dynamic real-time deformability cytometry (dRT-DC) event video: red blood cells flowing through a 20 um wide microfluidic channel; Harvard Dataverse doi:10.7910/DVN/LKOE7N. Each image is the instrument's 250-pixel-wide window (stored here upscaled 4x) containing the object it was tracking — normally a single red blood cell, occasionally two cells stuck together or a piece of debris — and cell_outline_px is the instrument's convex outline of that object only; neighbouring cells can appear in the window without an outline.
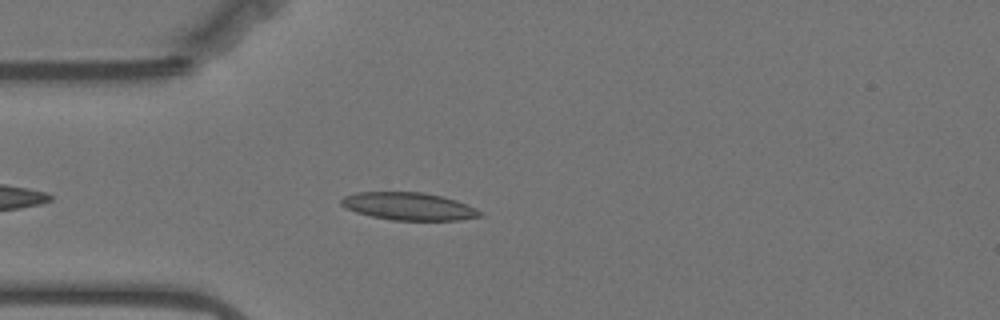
{"species": "Egyptian fruit bat (a non-hibernating species)", "species_latin": "Rousettus aegyptiacus", "temperature_condition": "warm", "stored_images_in_passage": 48, "camera_frame_rate_fps": 3000, "um_per_image_px": 0.085, "animal": {"sex": "female"}, "frame": {"image": 1, "passage_image": 5, "time_ms": 1.333, "image_size_px": [1000, 320], "cell_outline_px": [[484, 216], [460, 220], [392, 220], [372, 216], [356, 212], [344, 208], [340, 204], [340, 200], [344, 196], [356, 192], [420, 192], [440, 196], [456, 200], [480, 212]], "centroid_in_image_um": [34.68, 17.54], "position_along_channel_um": 50.3, "area_um2": 22.14}}
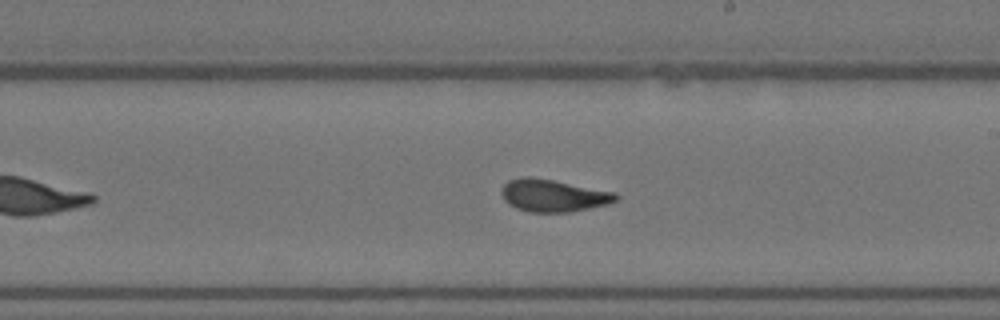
{"frame": {"image": 2, "passage_image": 22, "time_ms": 7.0, "image_size_px": [1000, 320], "cell_outline_px": [[620, 196], [616, 200], [608, 204], [568, 212], [528, 212], [516, 208], [508, 204], [504, 200], [500, 192], [504, 184], [508, 180], [520, 176], [528, 176], [552, 180], [616, 192]], "centroid_in_image_um": [46.99, 16.61], "position_along_channel_um": 242.0, "area_um2": 21.62}}
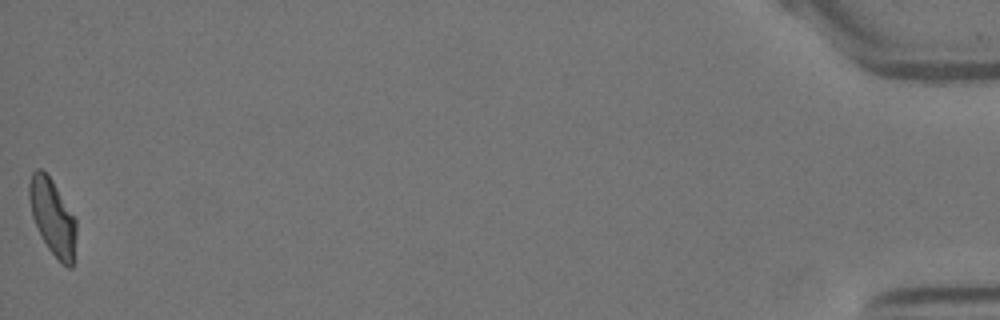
{"frame": {"image": 3, "passage_image": 47, "time_ms": 15.333, "image_size_px": [1000, 320], "cell_outline_px": [[76, 236], [72, 268], [68, 268], [48, 248], [32, 216], [28, 196], [28, 184], [32, 172], [36, 168], [40, 168], [52, 180], [76, 220]], "centroid_in_image_um": [4.46, 18.42], "position_along_channel_um": 430.7, "area_um2": 20.4}, "authors_computed_cell_mechanics": {"area_um2": 21.2704, "velocity_mm_per_s": 3.521, "shape_relaxation_time_tau1_ms": 4.0053, "shape_relaxation_time_tau2_ms": 1.248, "deformation_change_tau1": 0.1743, "deformation_change_tau2": 0.0842}}